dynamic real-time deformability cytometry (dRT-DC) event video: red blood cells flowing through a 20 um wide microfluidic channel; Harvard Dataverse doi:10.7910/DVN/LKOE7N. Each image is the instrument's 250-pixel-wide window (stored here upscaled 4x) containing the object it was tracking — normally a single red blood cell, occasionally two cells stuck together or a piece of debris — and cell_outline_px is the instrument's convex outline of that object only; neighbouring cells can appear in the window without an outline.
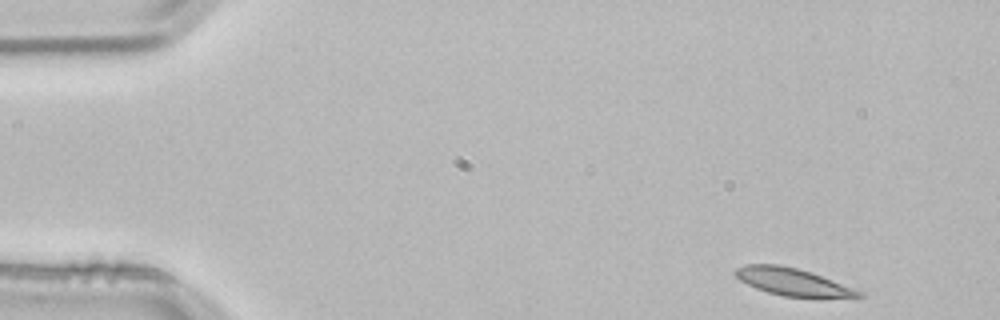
{"species": "common noctule bat (a hibernating species)", "species_latin": "Nyctalus noctula", "temperature_condition": "room temperature", "stored_images_in_passage": 4, "camera_frame_rate_fps": 3000, "um_per_image_px": 0.085, "animal": {"sex": "male", "body_mass_g": 21.5, "forearm_length_mm": 52.0}, "frame": {"image": 1, "passage_image": 1, "time_ms": 0.0, "image_size_px": [1000, 320], "cell_outline_px": [[864, 296], [784, 296], [768, 292], [756, 288], [740, 280], [732, 272], [736, 268], [744, 264], [780, 264], [812, 272], [864, 292]], "centroid_in_image_um": [67.3, 23.92], "position_along_channel_um": 17.7, "area_um2": 19.25}}